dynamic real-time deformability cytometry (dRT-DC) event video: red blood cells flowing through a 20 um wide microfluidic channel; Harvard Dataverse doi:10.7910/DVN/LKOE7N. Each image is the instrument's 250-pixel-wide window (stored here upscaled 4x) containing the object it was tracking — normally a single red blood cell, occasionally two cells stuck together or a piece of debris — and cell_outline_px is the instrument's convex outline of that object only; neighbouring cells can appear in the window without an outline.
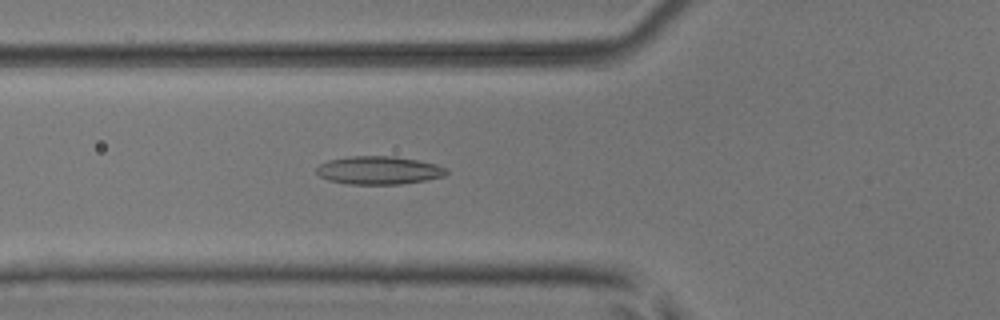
{"species": "common noctule bat (a hibernating species)", "species_latin": "Nyctalus noctula", "temperature_condition": "room temperature", "stored_images_in_passage": 53, "camera_frame_rate_fps": 3000, "um_per_image_px": 0.085, "animal": {"sex": "male", "body_mass_g": 17.9, "forearm_length_mm": 54.2}, "frame": {"image": 1, "passage_image": 20, "time_ms": 6.333, "image_size_px": [1000, 320], "cell_outline_px": [[448, 172], [444, 176], [424, 180], [400, 184], [348, 184], [328, 180], [320, 176], [316, 172], [316, 168], [320, 164], [328, 160], [348, 156], [396, 156], [436, 164], [448, 168]], "centroid_in_image_um": [32.19, 14.47], "position_along_channel_um": 93.6, "area_um2": 21.33}}
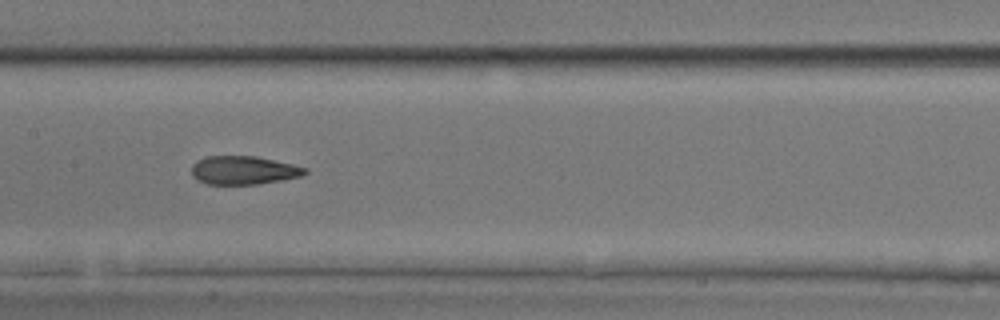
{"frame": {"image": 2, "passage_image": 27, "time_ms": 8.667, "image_size_px": [1000, 320], "cell_outline_px": [[308, 172], [300, 176], [280, 180], [256, 184], [204, 184], [196, 180], [192, 176], [192, 164], [196, 160], [204, 156], [256, 156], [292, 164], [308, 168]], "centroid_in_image_um": [20.65, 14.46], "position_along_channel_um": 186.7, "area_um2": 18.9}}
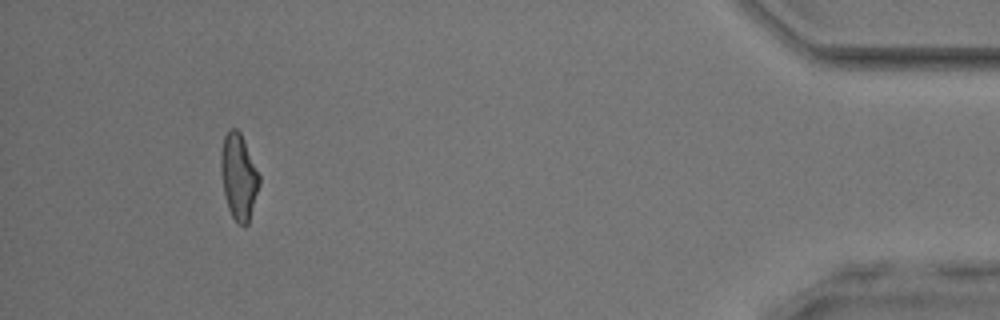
{"frame": {"image": 3, "passage_image": 49, "time_ms": 16.0, "image_size_px": [1000, 320], "cell_outline_px": [[260, 184], [248, 224], [240, 224], [232, 216], [228, 208], [224, 196], [220, 168], [220, 152], [224, 136], [228, 128], [236, 128], [240, 132], [244, 140], [260, 176]], "centroid_in_image_um": [20.27, 14.98], "position_along_channel_um": 414.9, "area_um2": 19.25}, "authors_computed_cell_mechanics": {"area_um2": 19.7098, "velocity_mm_per_s": 3.9793, "shape_relaxation_time_tau1_ms": null, "shape_relaxation_time_tau2_ms": 1.7162, "deformation_change_tau1": null, "deformation_change_tau2": 0.0934}}